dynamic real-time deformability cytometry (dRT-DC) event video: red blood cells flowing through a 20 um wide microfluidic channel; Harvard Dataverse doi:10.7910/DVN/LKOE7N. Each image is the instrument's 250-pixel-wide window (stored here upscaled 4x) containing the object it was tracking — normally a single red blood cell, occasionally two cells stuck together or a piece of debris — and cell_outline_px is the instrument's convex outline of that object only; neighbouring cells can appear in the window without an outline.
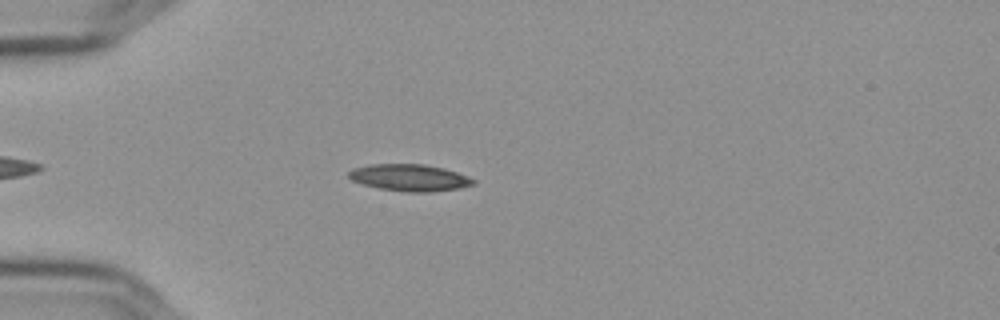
{"species": "Egyptian fruit bat (a non-hibernating species)", "species_latin": "Rousettus aegyptiacus", "temperature_condition": "cold", "stored_images_in_passage": 49, "camera_frame_rate_fps": 3000, "um_per_image_px": 0.085, "frame": {"image": 1, "passage_image": 9, "time_ms": 2.667, "image_size_px": [1000, 320], "cell_outline_px": [[476, 184], [460, 188], [428, 192], [408, 192], [380, 188], [364, 184], [352, 180], [348, 176], [348, 172], [352, 168], [372, 164], [424, 164], [444, 168], [468, 176], [476, 180]], "centroid_in_image_um": [34.84, 15.09], "position_along_channel_um": 50.2, "area_um2": 19.42}}
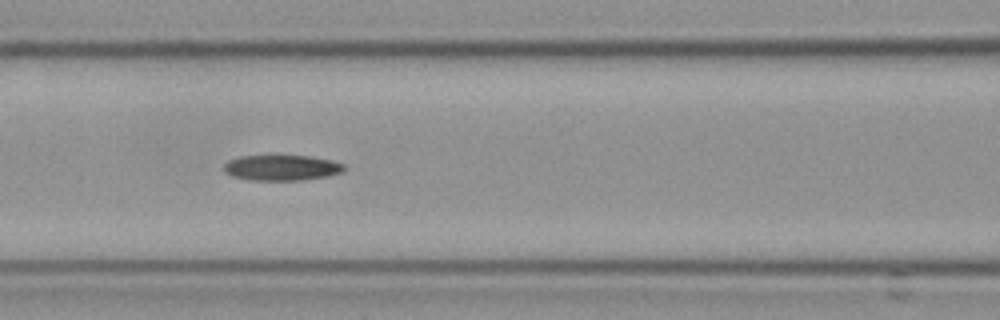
{"frame": {"image": 2, "passage_image": 18, "time_ms": 5.667, "image_size_px": [1000, 320], "cell_outline_px": [[348, 168], [340, 172], [328, 176], [300, 180], [248, 180], [232, 176], [224, 172], [224, 164], [228, 160], [240, 156], [268, 152], [276, 152], [308, 156], [332, 160], [344, 164]], "centroid_in_image_um": [23.9, 14.19], "position_along_channel_um": 142.7, "area_um2": 19.02}}
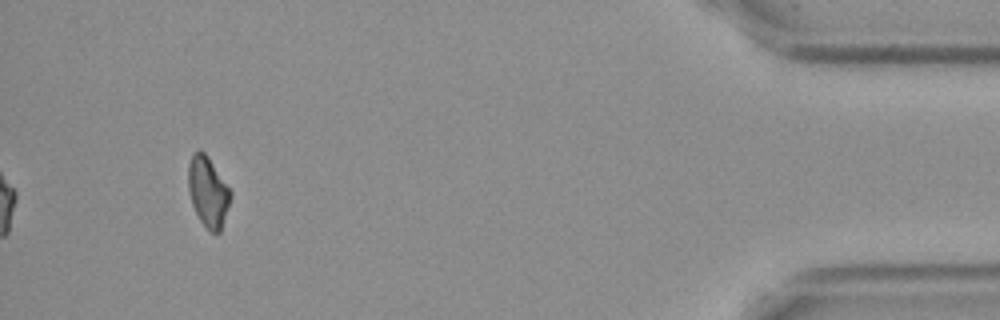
{"frame": {"image": 3, "passage_image": 46, "time_ms": 15.0, "image_size_px": [1000, 320], "cell_outline_px": [[232, 196], [220, 232], [212, 232], [200, 220], [192, 204], [188, 188], [188, 164], [192, 152], [200, 148], [208, 156], [232, 192]], "centroid_in_image_um": [17.67, 16.24], "position_along_channel_um": 417.5, "area_um2": 17.28}}